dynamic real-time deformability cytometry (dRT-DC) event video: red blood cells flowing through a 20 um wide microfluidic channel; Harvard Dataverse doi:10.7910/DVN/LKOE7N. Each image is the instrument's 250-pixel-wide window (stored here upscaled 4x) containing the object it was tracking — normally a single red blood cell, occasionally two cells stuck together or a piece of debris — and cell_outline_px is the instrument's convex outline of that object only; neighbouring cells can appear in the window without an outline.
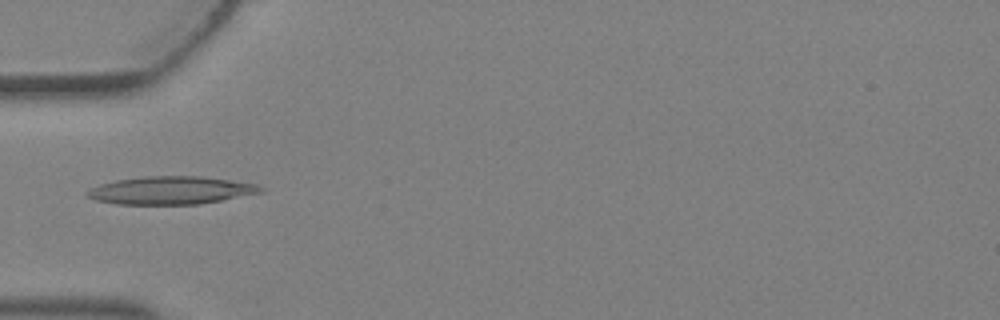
{"species": "Egyptian fruit bat (a non-hibernating species)", "species_latin": "Rousettus aegyptiacus", "temperature_condition": "warm", "stored_images_in_passage": 5, "camera_frame_rate_fps": 3000, "um_per_image_px": 0.085, "animal": {"sex": "female"}, "frame": {"image": 1, "passage_image": 4, "time_ms": 1.0, "image_size_px": [1000, 320], "cell_outline_px": [[264, 192], [200, 204], [116, 204], [96, 200], [88, 196], [84, 192], [100, 184], [116, 180], [144, 176], [200, 176], [256, 184], [264, 188]], "centroid_in_image_um": [14.53, 16.18], "position_along_channel_um": 70.5, "area_um2": 28.03}}
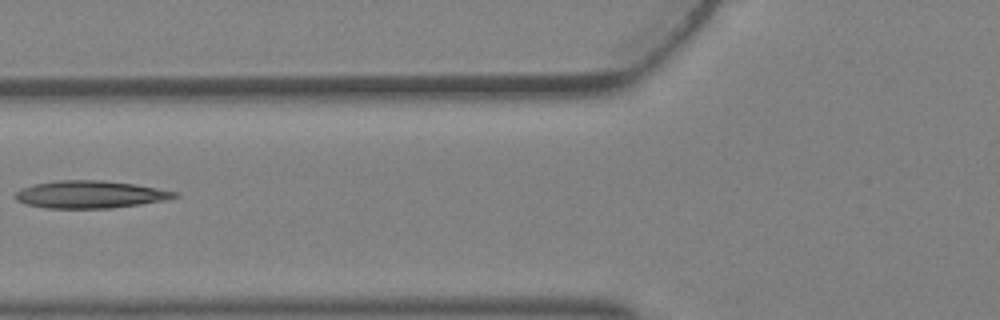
{"frame": {"image": 2, "passage_image": 5, "time_ms": 1.333, "image_size_px": [1000, 320], "cell_outline_px": [[180, 196], [164, 200], [140, 204], [112, 208], [44, 208], [28, 204], [16, 200], [12, 196], [20, 188], [36, 184], [56, 180], [104, 180], [136, 184], [180, 192]], "centroid_in_image_um": [7.67, 16.52], "position_along_channel_um": 118.1, "area_um2": 25.66}}